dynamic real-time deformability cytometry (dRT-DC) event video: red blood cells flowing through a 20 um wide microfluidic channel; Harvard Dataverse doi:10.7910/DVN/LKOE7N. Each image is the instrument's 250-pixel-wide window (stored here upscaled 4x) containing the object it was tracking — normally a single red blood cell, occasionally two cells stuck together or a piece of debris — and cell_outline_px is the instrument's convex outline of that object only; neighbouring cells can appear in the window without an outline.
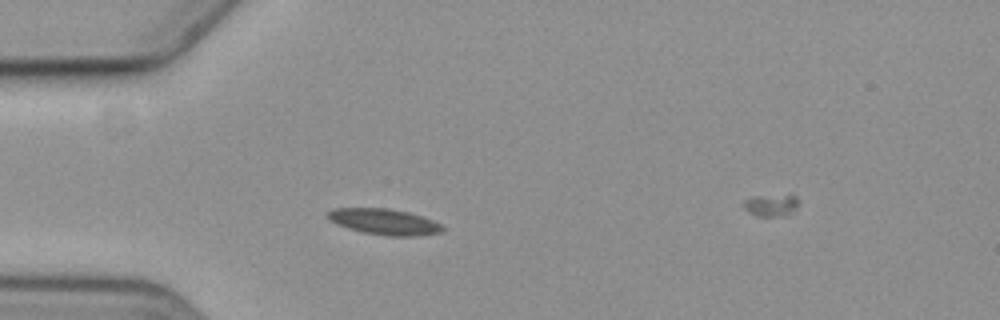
{"species": "common noctule bat (a hibernating species)", "species_latin": "Nyctalus noctula", "temperature_condition": "cold", "stored_images_in_passage": 2, "camera_frame_rate_fps": 3000, "um_per_image_px": 0.085, "animal": {"sex": "female", "body_mass_g": 19.3, "forearm_length_mm": 54.1}, "frame": {"image": 1, "passage_image": 1, "time_ms": 0.0, "image_size_px": [1000, 320], "cell_outline_px": [[444, 232], [420, 236], [388, 236], [364, 232], [348, 228], [336, 224], [328, 220], [324, 216], [324, 212], [332, 208], [388, 208], [408, 212], [444, 224]], "centroid_in_image_um": [32.63, 18.84], "position_along_channel_um": 52.4, "area_um2": 17.69}}